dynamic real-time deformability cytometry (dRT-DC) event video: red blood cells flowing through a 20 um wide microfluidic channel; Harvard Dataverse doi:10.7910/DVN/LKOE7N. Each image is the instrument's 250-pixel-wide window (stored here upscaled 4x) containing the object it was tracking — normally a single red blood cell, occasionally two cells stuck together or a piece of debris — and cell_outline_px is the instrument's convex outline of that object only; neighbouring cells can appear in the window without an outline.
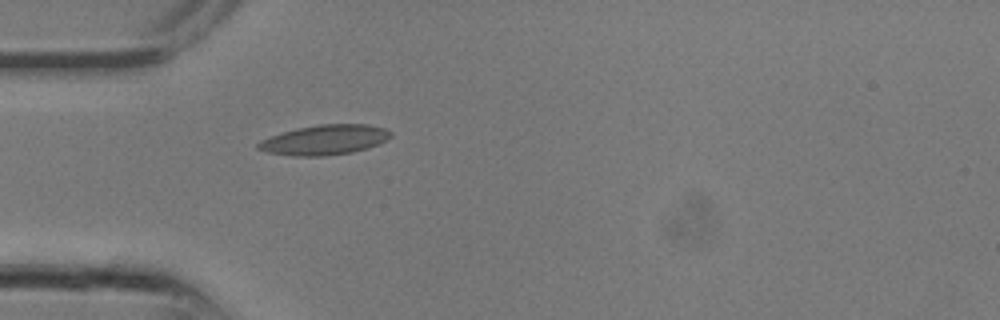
{"species": "common noctule bat (a hibernating species)", "species_latin": "Nyctalus noctula", "temperature_condition": "room temperature", "stored_images_in_passage": 6, "camera_frame_rate_fps": 3000, "um_per_image_px": 0.085, "animal": {"sex": "male", "body_mass_g": 13.3}, "frame": {"image": 1, "passage_image": 1, "time_ms": 0.0, "image_size_px": [1000, 320], "cell_outline_px": [[392, 136], [368, 148], [352, 152], [324, 156], [292, 156], [268, 152], [256, 148], [256, 144], [260, 140], [296, 128], [320, 124], [368, 124], [384, 128], [392, 132]], "centroid_in_image_um": [27.58, 11.89], "position_along_channel_um": 57.4, "area_um2": 23.0}}
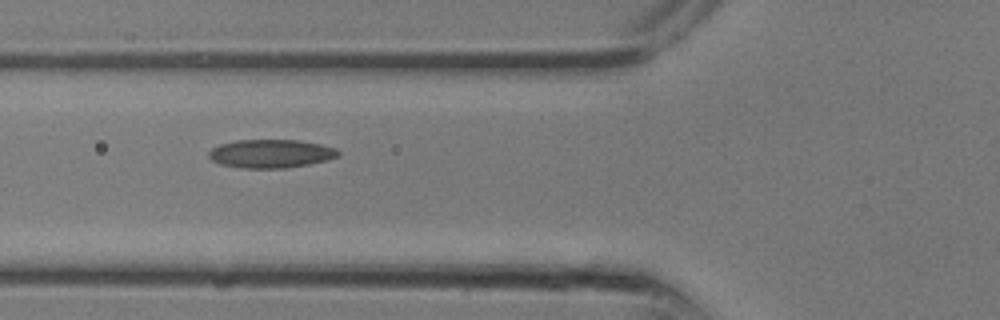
{"frame": {"image": 2, "passage_image": 3, "time_ms": 0.667, "image_size_px": [1000, 320], "cell_outline_px": [[340, 156], [328, 160], [288, 168], [244, 168], [220, 164], [212, 160], [208, 156], [208, 152], [212, 148], [220, 144], [236, 140], [300, 140], [320, 144], [336, 148], [340, 152]], "centroid_in_image_um": [23.04, 13.06], "position_along_channel_um": 102.8, "area_um2": 21.56}}
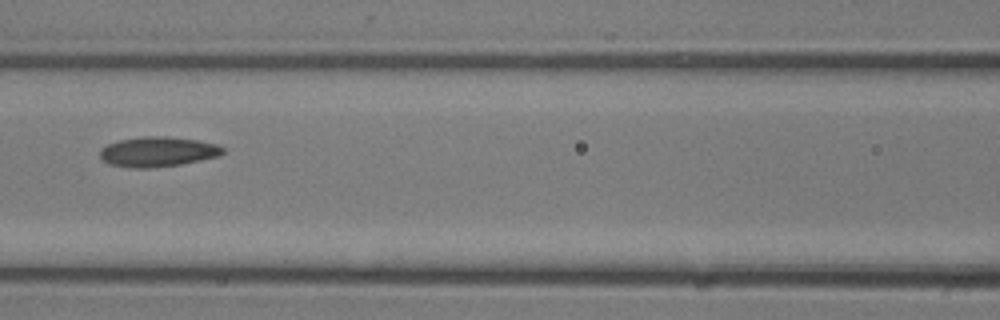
{"frame": {"image": 3, "passage_image": 5, "time_ms": 1.333, "image_size_px": [1000, 320], "cell_outline_px": [[224, 152], [220, 156], [180, 164], [152, 168], [132, 168], [108, 164], [100, 156], [100, 148], [108, 144], [120, 140], [144, 136], [168, 136], [196, 140], [216, 144], [224, 148]], "centroid_in_image_um": [13.4, 12.9], "position_along_channel_um": 153.2, "area_um2": 21.44}}